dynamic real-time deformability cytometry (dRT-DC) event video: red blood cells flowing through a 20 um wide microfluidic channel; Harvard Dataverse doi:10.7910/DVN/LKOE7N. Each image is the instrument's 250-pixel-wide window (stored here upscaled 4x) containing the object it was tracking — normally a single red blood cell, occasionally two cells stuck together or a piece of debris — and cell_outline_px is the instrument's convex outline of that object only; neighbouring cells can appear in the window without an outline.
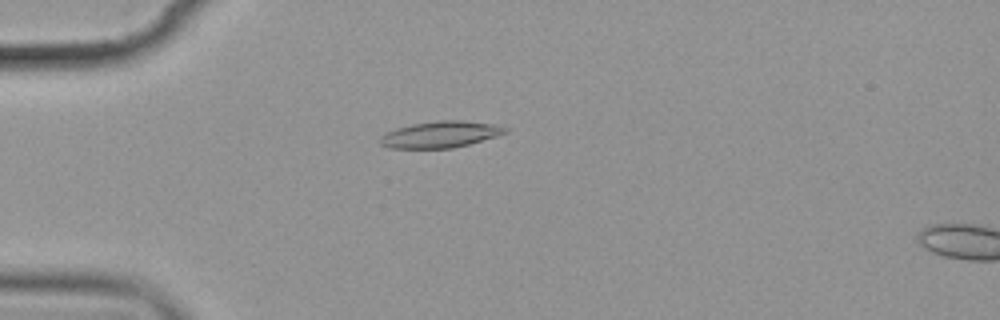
{"species": "common noctule bat (a hibernating species)", "species_latin": "Nyctalus noctula", "temperature_condition": "cold", "stored_images_in_passage": 5, "camera_frame_rate_fps": 3000, "um_per_image_px": 0.085, "animal": {"sex": "female", "body_mass_g": 19.9}, "frame": {"image": 1, "passage_image": 4, "time_ms": 4.333, "image_size_px": [1000, 320], "cell_outline_px": [[508, 132], [496, 136], [468, 144], [452, 148], [388, 148], [380, 144], [380, 136], [384, 132], [396, 128], [412, 124], [436, 120], [460, 120], [496, 124], [508, 128]], "centroid_in_image_um": [37.41, 11.42], "position_along_channel_um": 47.6, "area_um2": 19.36}}